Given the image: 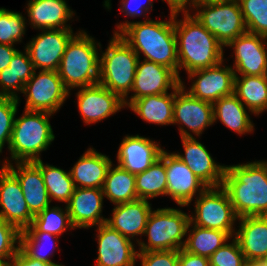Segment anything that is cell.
<instances>
[{"instance_id": "obj_1", "label": "cell", "mask_w": 267, "mask_h": 266, "mask_svg": "<svg viewBox=\"0 0 267 266\" xmlns=\"http://www.w3.org/2000/svg\"><path fill=\"white\" fill-rule=\"evenodd\" d=\"M169 21H144L117 24L119 34L135 51L140 58L170 68L179 78V62L177 57V45L174 30V13L170 12Z\"/></svg>"}, {"instance_id": "obj_2", "label": "cell", "mask_w": 267, "mask_h": 266, "mask_svg": "<svg viewBox=\"0 0 267 266\" xmlns=\"http://www.w3.org/2000/svg\"><path fill=\"white\" fill-rule=\"evenodd\" d=\"M222 187L238 218L267 216V165L265 161L226 165Z\"/></svg>"}, {"instance_id": "obj_3", "label": "cell", "mask_w": 267, "mask_h": 266, "mask_svg": "<svg viewBox=\"0 0 267 266\" xmlns=\"http://www.w3.org/2000/svg\"><path fill=\"white\" fill-rule=\"evenodd\" d=\"M184 19L177 20L174 13V30L179 69L190 72L215 66L224 61V46L189 12H182Z\"/></svg>"}, {"instance_id": "obj_4", "label": "cell", "mask_w": 267, "mask_h": 266, "mask_svg": "<svg viewBox=\"0 0 267 266\" xmlns=\"http://www.w3.org/2000/svg\"><path fill=\"white\" fill-rule=\"evenodd\" d=\"M97 47H101L100 42L84 30L76 32L68 42L57 72L69 91L98 84L100 53Z\"/></svg>"}, {"instance_id": "obj_5", "label": "cell", "mask_w": 267, "mask_h": 266, "mask_svg": "<svg viewBox=\"0 0 267 266\" xmlns=\"http://www.w3.org/2000/svg\"><path fill=\"white\" fill-rule=\"evenodd\" d=\"M51 113L24 110L21 117L14 119L11 140L8 146L11 157L5 159L3 165L15 162H31L41 159V152L45 151L55 135L50 125Z\"/></svg>"}, {"instance_id": "obj_6", "label": "cell", "mask_w": 267, "mask_h": 266, "mask_svg": "<svg viewBox=\"0 0 267 266\" xmlns=\"http://www.w3.org/2000/svg\"><path fill=\"white\" fill-rule=\"evenodd\" d=\"M100 52L98 83L126 100L134 83L138 55L119 34L114 33L106 51Z\"/></svg>"}, {"instance_id": "obj_7", "label": "cell", "mask_w": 267, "mask_h": 266, "mask_svg": "<svg viewBox=\"0 0 267 266\" xmlns=\"http://www.w3.org/2000/svg\"><path fill=\"white\" fill-rule=\"evenodd\" d=\"M190 215L174 208H158L150 213L144 235L148 242L137 239L138 252L180 250L189 231ZM183 240V241H182Z\"/></svg>"}, {"instance_id": "obj_8", "label": "cell", "mask_w": 267, "mask_h": 266, "mask_svg": "<svg viewBox=\"0 0 267 266\" xmlns=\"http://www.w3.org/2000/svg\"><path fill=\"white\" fill-rule=\"evenodd\" d=\"M192 8L198 10L195 18L224 47L248 32L238 0L198 2Z\"/></svg>"}, {"instance_id": "obj_9", "label": "cell", "mask_w": 267, "mask_h": 266, "mask_svg": "<svg viewBox=\"0 0 267 266\" xmlns=\"http://www.w3.org/2000/svg\"><path fill=\"white\" fill-rule=\"evenodd\" d=\"M195 215H190L193 225L235 235L234 223L238 217L227 191L222 187H207L195 201ZM234 234V235H233Z\"/></svg>"}, {"instance_id": "obj_10", "label": "cell", "mask_w": 267, "mask_h": 266, "mask_svg": "<svg viewBox=\"0 0 267 266\" xmlns=\"http://www.w3.org/2000/svg\"><path fill=\"white\" fill-rule=\"evenodd\" d=\"M26 97L25 108L30 111L56 113L70 91L65 87L59 73L53 70H36L22 92Z\"/></svg>"}, {"instance_id": "obj_11", "label": "cell", "mask_w": 267, "mask_h": 266, "mask_svg": "<svg viewBox=\"0 0 267 266\" xmlns=\"http://www.w3.org/2000/svg\"><path fill=\"white\" fill-rule=\"evenodd\" d=\"M184 82L175 88V98L173 104V124L179 126L181 137H194L200 136L206 127L213 125V104L202 101L193 97L188 91L185 90ZM187 127L188 130H186Z\"/></svg>"}, {"instance_id": "obj_12", "label": "cell", "mask_w": 267, "mask_h": 266, "mask_svg": "<svg viewBox=\"0 0 267 266\" xmlns=\"http://www.w3.org/2000/svg\"><path fill=\"white\" fill-rule=\"evenodd\" d=\"M25 46L35 70L57 71L70 39L75 35L72 29L41 30Z\"/></svg>"}, {"instance_id": "obj_13", "label": "cell", "mask_w": 267, "mask_h": 266, "mask_svg": "<svg viewBox=\"0 0 267 266\" xmlns=\"http://www.w3.org/2000/svg\"><path fill=\"white\" fill-rule=\"evenodd\" d=\"M224 61L205 69L196 70L188 74L193 80L188 92L195 98L209 103H215L222 97L234 93L235 73L230 66H223Z\"/></svg>"}, {"instance_id": "obj_14", "label": "cell", "mask_w": 267, "mask_h": 266, "mask_svg": "<svg viewBox=\"0 0 267 266\" xmlns=\"http://www.w3.org/2000/svg\"><path fill=\"white\" fill-rule=\"evenodd\" d=\"M160 159L165 163L167 196L179 206H188L194 195L201 194L207 186L174 153L164 150Z\"/></svg>"}, {"instance_id": "obj_15", "label": "cell", "mask_w": 267, "mask_h": 266, "mask_svg": "<svg viewBox=\"0 0 267 266\" xmlns=\"http://www.w3.org/2000/svg\"><path fill=\"white\" fill-rule=\"evenodd\" d=\"M266 37L246 32L231 41L227 47L234 50L233 70L235 76L267 75ZM238 72V73H237Z\"/></svg>"}, {"instance_id": "obj_16", "label": "cell", "mask_w": 267, "mask_h": 266, "mask_svg": "<svg viewBox=\"0 0 267 266\" xmlns=\"http://www.w3.org/2000/svg\"><path fill=\"white\" fill-rule=\"evenodd\" d=\"M0 218L20 231L32 224L30 212L18 179L4 166L0 167Z\"/></svg>"}, {"instance_id": "obj_17", "label": "cell", "mask_w": 267, "mask_h": 266, "mask_svg": "<svg viewBox=\"0 0 267 266\" xmlns=\"http://www.w3.org/2000/svg\"><path fill=\"white\" fill-rule=\"evenodd\" d=\"M181 81L178 76L163 65L150 62H137L134 83L130 99L124 100L125 107L129 106L134 100L148 95L165 94L168 90L175 89Z\"/></svg>"}, {"instance_id": "obj_18", "label": "cell", "mask_w": 267, "mask_h": 266, "mask_svg": "<svg viewBox=\"0 0 267 266\" xmlns=\"http://www.w3.org/2000/svg\"><path fill=\"white\" fill-rule=\"evenodd\" d=\"M78 110L85 124H93L119 112L124 101L101 84L81 87L76 93Z\"/></svg>"}, {"instance_id": "obj_19", "label": "cell", "mask_w": 267, "mask_h": 266, "mask_svg": "<svg viewBox=\"0 0 267 266\" xmlns=\"http://www.w3.org/2000/svg\"><path fill=\"white\" fill-rule=\"evenodd\" d=\"M181 140L185 152L184 155L174 153L178 159L207 187L222 186L226 166L217 164L206 147L195 137H181Z\"/></svg>"}, {"instance_id": "obj_20", "label": "cell", "mask_w": 267, "mask_h": 266, "mask_svg": "<svg viewBox=\"0 0 267 266\" xmlns=\"http://www.w3.org/2000/svg\"><path fill=\"white\" fill-rule=\"evenodd\" d=\"M98 257L95 266H135V244L106 223L97 228Z\"/></svg>"}, {"instance_id": "obj_21", "label": "cell", "mask_w": 267, "mask_h": 266, "mask_svg": "<svg viewBox=\"0 0 267 266\" xmlns=\"http://www.w3.org/2000/svg\"><path fill=\"white\" fill-rule=\"evenodd\" d=\"M159 143L144 136L126 135L117 152L118 166L132 174L144 172L164 151Z\"/></svg>"}, {"instance_id": "obj_22", "label": "cell", "mask_w": 267, "mask_h": 266, "mask_svg": "<svg viewBox=\"0 0 267 266\" xmlns=\"http://www.w3.org/2000/svg\"><path fill=\"white\" fill-rule=\"evenodd\" d=\"M104 194L99 188H75L66 205L74 228H89L106 223L102 217Z\"/></svg>"}, {"instance_id": "obj_23", "label": "cell", "mask_w": 267, "mask_h": 266, "mask_svg": "<svg viewBox=\"0 0 267 266\" xmlns=\"http://www.w3.org/2000/svg\"><path fill=\"white\" fill-rule=\"evenodd\" d=\"M4 165L19 181L30 212L35 216L50 206L51 200L40 168L33 162Z\"/></svg>"}, {"instance_id": "obj_24", "label": "cell", "mask_w": 267, "mask_h": 266, "mask_svg": "<svg viewBox=\"0 0 267 266\" xmlns=\"http://www.w3.org/2000/svg\"><path fill=\"white\" fill-rule=\"evenodd\" d=\"M151 212L152 207L148 200L138 199L133 202L118 204L114 206L112 217L107 218L106 224L133 240L135 235H144Z\"/></svg>"}, {"instance_id": "obj_25", "label": "cell", "mask_w": 267, "mask_h": 266, "mask_svg": "<svg viewBox=\"0 0 267 266\" xmlns=\"http://www.w3.org/2000/svg\"><path fill=\"white\" fill-rule=\"evenodd\" d=\"M27 14L34 29H72L68 20L75 14L66 0H29Z\"/></svg>"}, {"instance_id": "obj_26", "label": "cell", "mask_w": 267, "mask_h": 266, "mask_svg": "<svg viewBox=\"0 0 267 266\" xmlns=\"http://www.w3.org/2000/svg\"><path fill=\"white\" fill-rule=\"evenodd\" d=\"M238 220L240 226L234 238L246 261L263 259L267 253V216H245Z\"/></svg>"}, {"instance_id": "obj_27", "label": "cell", "mask_w": 267, "mask_h": 266, "mask_svg": "<svg viewBox=\"0 0 267 266\" xmlns=\"http://www.w3.org/2000/svg\"><path fill=\"white\" fill-rule=\"evenodd\" d=\"M109 156L89 148L70 170L75 188L102 189L108 169L112 165Z\"/></svg>"}, {"instance_id": "obj_28", "label": "cell", "mask_w": 267, "mask_h": 266, "mask_svg": "<svg viewBox=\"0 0 267 266\" xmlns=\"http://www.w3.org/2000/svg\"><path fill=\"white\" fill-rule=\"evenodd\" d=\"M171 93L143 96L128 107L142 120L157 125L173 124L175 89Z\"/></svg>"}, {"instance_id": "obj_29", "label": "cell", "mask_w": 267, "mask_h": 266, "mask_svg": "<svg viewBox=\"0 0 267 266\" xmlns=\"http://www.w3.org/2000/svg\"><path fill=\"white\" fill-rule=\"evenodd\" d=\"M35 69L30 60L28 51L18 50L10 61V65L0 71V96L20 99L27 81L33 76ZM17 91V92H16Z\"/></svg>"}, {"instance_id": "obj_30", "label": "cell", "mask_w": 267, "mask_h": 266, "mask_svg": "<svg viewBox=\"0 0 267 266\" xmlns=\"http://www.w3.org/2000/svg\"><path fill=\"white\" fill-rule=\"evenodd\" d=\"M247 108L233 93L213 103V120L217 119L227 128L238 134L252 133L254 124L250 120Z\"/></svg>"}, {"instance_id": "obj_31", "label": "cell", "mask_w": 267, "mask_h": 266, "mask_svg": "<svg viewBox=\"0 0 267 266\" xmlns=\"http://www.w3.org/2000/svg\"><path fill=\"white\" fill-rule=\"evenodd\" d=\"M234 94L255 115L267 110V75L234 77Z\"/></svg>"}, {"instance_id": "obj_32", "label": "cell", "mask_w": 267, "mask_h": 266, "mask_svg": "<svg viewBox=\"0 0 267 266\" xmlns=\"http://www.w3.org/2000/svg\"><path fill=\"white\" fill-rule=\"evenodd\" d=\"M102 190L104 197L114 205L138 200L135 174L118 165L108 169Z\"/></svg>"}, {"instance_id": "obj_33", "label": "cell", "mask_w": 267, "mask_h": 266, "mask_svg": "<svg viewBox=\"0 0 267 266\" xmlns=\"http://www.w3.org/2000/svg\"><path fill=\"white\" fill-rule=\"evenodd\" d=\"M192 226V227H191ZM188 227L193 228L189 232L184 249L187 252L209 258L214 252L228 242L232 237L225 231L202 228L192 225L190 222Z\"/></svg>"}, {"instance_id": "obj_34", "label": "cell", "mask_w": 267, "mask_h": 266, "mask_svg": "<svg viewBox=\"0 0 267 266\" xmlns=\"http://www.w3.org/2000/svg\"><path fill=\"white\" fill-rule=\"evenodd\" d=\"M33 162L40 168L50 200L67 205L75 189L70 171L66 172L50 164L44 165L41 159Z\"/></svg>"}, {"instance_id": "obj_35", "label": "cell", "mask_w": 267, "mask_h": 266, "mask_svg": "<svg viewBox=\"0 0 267 266\" xmlns=\"http://www.w3.org/2000/svg\"><path fill=\"white\" fill-rule=\"evenodd\" d=\"M138 199L148 200L167 196V175L165 163L159 158L144 172L135 175Z\"/></svg>"}, {"instance_id": "obj_36", "label": "cell", "mask_w": 267, "mask_h": 266, "mask_svg": "<svg viewBox=\"0 0 267 266\" xmlns=\"http://www.w3.org/2000/svg\"><path fill=\"white\" fill-rule=\"evenodd\" d=\"M67 229H75L71 223L67 206L65 210L59 206L46 207L34 216L32 224L21 231H43L60 236Z\"/></svg>"}, {"instance_id": "obj_37", "label": "cell", "mask_w": 267, "mask_h": 266, "mask_svg": "<svg viewBox=\"0 0 267 266\" xmlns=\"http://www.w3.org/2000/svg\"><path fill=\"white\" fill-rule=\"evenodd\" d=\"M55 238V239H54ZM54 239L55 241H52ZM58 239V236L46 233L43 231H21L20 232V243L19 248L28 256L34 259H37L41 262L53 264L54 266H64L62 264H57L52 262L51 255L52 253L45 254V251L47 250L46 244L55 242ZM48 241V242H47ZM53 245L51 248H56L57 246H54V243L50 244V246ZM46 250H45V249Z\"/></svg>"}, {"instance_id": "obj_38", "label": "cell", "mask_w": 267, "mask_h": 266, "mask_svg": "<svg viewBox=\"0 0 267 266\" xmlns=\"http://www.w3.org/2000/svg\"><path fill=\"white\" fill-rule=\"evenodd\" d=\"M247 31L267 36V0H238Z\"/></svg>"}, {"instance_id": "obj_39", "label": "cell", "mask_w": 267, "mask_h": 266, "mask_svg": "<svg viewBox=\"0 0 267 266\" xmlns=\"http://www.w3.org/2000/svg\"><path fill=\"white\" fill-rule=\"evenodd\" d=\"M26 18L19 12L0 8V44L13 45L21 42L26 32ZM16 42V43H15Z\"/></svg>"}, {"instance_id": "obj_40", "label": "cell", "mask_w": 267, "mask_h": 266, "mask_svg": "<svg viewBox=\"0 0 267 266\" xmlns=\"http://www.w3.org/2000/svg\"><path fill=\"white\" fill-rule=\"evenodd\" d=\"M19 99L0 96V153L5 143L9 146Z\"/></svg>"}, {"instance_id": "obj_41", "label": "cell", "mask_w": 267, "mask_h": 266, "mask_svg": "<svg viewBox=\"0 0 267 266\" xmlns=\"http://www.w3.org/2000/svg\"><path fill=\"white\" fill-rule=\"evenodd\" d=\"M20 232L16 226L0 218V261L5 266L19 250Z\"/></svg>"}, {"instance_id": "obj_42", "label": "cell", "mask_w": 267, "mask_h": 266, "mask_svg": "<svg viewBox=\"0 0 267 266\" xmlns=\"http://www.w3.org/2000/svg\"><path fill=\"white\" fill-rule=\"evenodd\" d=\"M246 259L238 241L233 237L209 257L210 266H246Z\"/></svg>"}, {"instance_id": "obj_43", "label": "cell", "mask_w": 267, "mask_h": 266, "mask_svg": "<svg viewBox=\"0 0 267 266\" xmlns=\"http://www.w3.org/2000/svg\"><path fill=\"white\" fill-rule=\"evenodd\" d=\"M141 266H179V250L138 252Z\"/></svg>"}, {"instance_id": "obj_44", "label": "cell", "mask_w": 267, "mask_h": 266, "mask_svg": "<svg viewBox=\"0 0 267 266\" xmlns=\"http://www.w3.org/2000/svg\"><path fill=\"white\" fill-rule=\"evenodd\" d=\"M145 1V0H144ZM146 5L142 0H121L120 11L129 17H140L148 13V11L153 10V0H146Z\"/></svg>"}, {"instance_id": "obj_45", "label": "cell", "mask_w": 267, "mask_h": 266, "mask_svg": "<svg viewBox=\"0 0 267 266\" xmlns=\"http://www.w3.org/2000/svg\"><path fill=\"white\" fill-rule=\"evenodd\" d=\"M179 266H210L209 258L187 252L184 248L179 250Z\"/></svg>"}, {"instance_id": "obj_46", "label": "cell", "mask_w": 267, "mask_h": 266, "mask_svg": "<svg viewBox=\"0 0 267 266\" xmlns=\"http://www.w3.org/2000/svg\"><path fill=\"white\" fill-rule=\"evenodd\" d=\"M7 266H54L53 264L41 262L28 257L20 248L18 252L9 260Z\"/></svg>"}, {"instance_id": "obj_47", "label": "cell", "mask_w": 267, "mask_h": 266, "mask_svg": "<svg viewBox=\"0 0 267 266\" xmlns=\"http://www.w3.org/2000/svg\"><path fill=\"white\" fill-rule=\"evenodd\" d=\"M17 51L13 45L0 44V71L10 65V61Z\"/></svg>"}, {"instance_id": "obj_48", "label": "cell", "mask_w": 267, "mask_h": 266, "mask_svg": "<svg viewBox=\"0 0 267 266\" xmlns=\"http://www.w3.org/2000/svg\"><path fill=\"white\" fill-rule=\"evenodd\" d=\"M164 2L166 1L168 6H169V10L172 13H176V12H189V10H187V7H193V4L195 3V0H163ZM190 1V2H189ZM188 5V6H187Z\"/></svg>"}, {"instance_id": "obj_49", "label": "cell", "mask_w": 267, "mask_h": 266, "mask_svg": "<svg viewBox=\"0 0 267 266\" xmlns=\"http://www.w3.org/2000/svg\"><path fill=\"white\" fill-rule=\"evenodd\" d=\"M246 266H267V262L263 259L250 260L246 262Z\"/></svg>"}, {"instance_id": "obj_50", "label": "cell", "mask_w": 267, "mask_h": 266, "mask_svg": "<svg viewBox=\"0 0 267 266\" xmlns=\"http://www.w3.org/2000/svg\"><path fill=\"white\" fill-rule=\"evenodd\" d=\"M206 1H214V0H195V3H198V2H206Z\"/></svg>"}, {"instance_id": "obj_51", "label": "cell", "mask_w": 267, "mask_h": 266, "mask_svg": "<svg viewBox=\"0 0 267 266\" xmlns=\"http://www.w3.org/2000/svg\"><path fill=\"white\" fill-rule=\"evenodd\" d=\"M263 260H265L267 262V253L266 255L263 257Z\"/></svg>"}]
</instances>
